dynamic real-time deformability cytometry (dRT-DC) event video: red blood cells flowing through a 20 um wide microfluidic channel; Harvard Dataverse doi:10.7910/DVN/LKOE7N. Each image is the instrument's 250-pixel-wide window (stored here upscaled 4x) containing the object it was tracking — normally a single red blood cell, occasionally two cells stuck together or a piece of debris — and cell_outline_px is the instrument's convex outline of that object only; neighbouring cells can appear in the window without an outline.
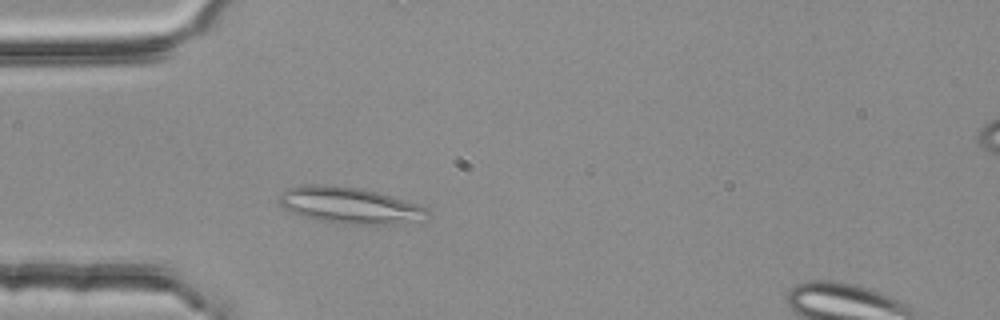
{"species": "common noctule bat (a hibernating species)", "species_latin": "Nyctalus noctula", "temperature_condition": "room temperature", "stored_images_in_passage": 47, "camera_frame_rate_fps": 3000, "um_per_image_px": 0.085, "animal": {"sex": "female", "body_mass_g": 25.1}, "frame": {"image": 1, "passage_image": 11, "time_ms": 3.333, "image_size_px": [1000, 320], "cell_outline_px": [[428, 212], [412, 220], [384, 224], [336, 224], [312, 220], [288, 212], [280, 204], [280, 192], [296, 184], [320, 184], [360, 188], [392, 196], [416, 204], [424, 208]], "centroid_in_image_um": [29.5, 17.44], "position_along_channel_um": 55.5, "area_um2": 31.1}}
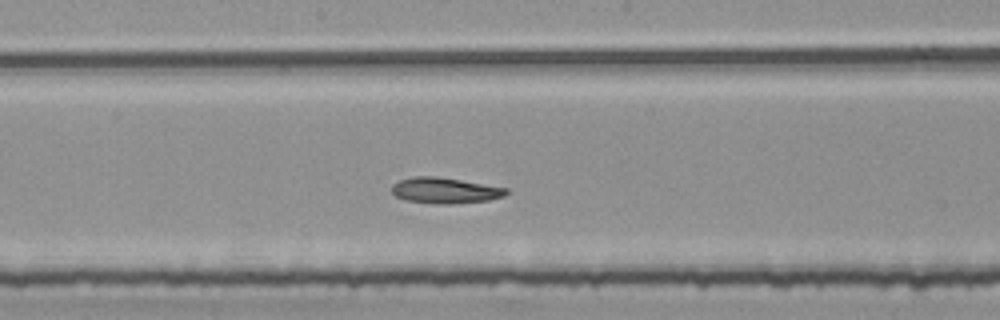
{"frame": {"image": 2, "passage_image": 24, "time_ms": 7.667, "image_size_px": [1000, 320], "cell_outline_px": [[508, 192], [504, 196], [488, 200], [448, 204], [436, 204], [404, 200], [396, 196], [392, 192], [392, 184], [400, 180], [412, 176], [436, 176], [508, 188]], "centroid_in_image_um": [37.79, 16.19], "position_along_channel_um": 210.4, "area_um2": 17.17}}
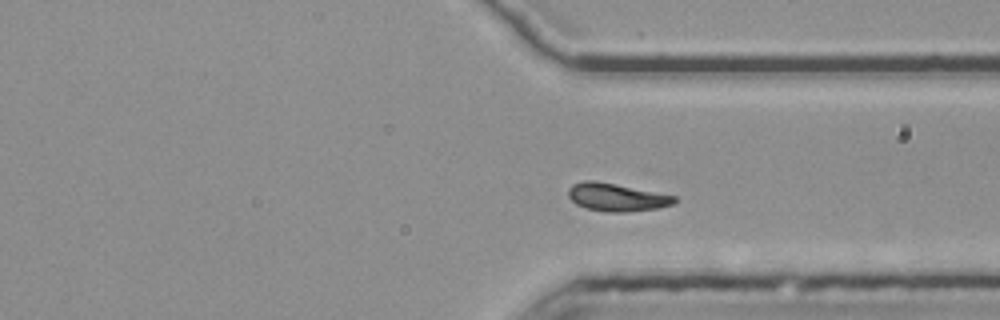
{"frame": {"image": 3, "passage_image": 36, "time_ms": 11.667, "image_size_px": [1000, 320], "cell_outline_px": [[680, 200], [672, 204], [656, 208], [624, 212], [604, 212], [584, 208], [576, 204], [568, 196], [568, 188], [572, 184], [584, 180], [596, 180], [676, 196]], "centroid_in_image_um": [52.38, 16.76], "position_along_channel_um": 359.0, "area_um2": 17.34}, "authors_computed_cell_mechanics": {"area_um2": 17.3978, "velocity_mm_per_s": 3.7218, "shape_relaxation_time_tau1_ms": null, "shape_relaxation_time_tau2_ms": 6.0417, "deformation_change_tau1": null, "deformation_change_tau2": 0.1145}}